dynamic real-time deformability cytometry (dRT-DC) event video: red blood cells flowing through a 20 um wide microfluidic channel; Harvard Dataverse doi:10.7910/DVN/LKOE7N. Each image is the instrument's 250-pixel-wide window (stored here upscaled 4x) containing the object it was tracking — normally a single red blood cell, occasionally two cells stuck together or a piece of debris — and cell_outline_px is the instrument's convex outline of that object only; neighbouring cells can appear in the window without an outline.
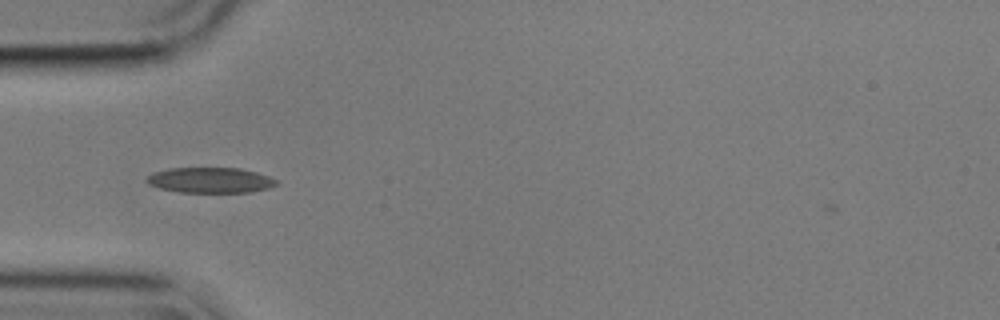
{"species": "common noctule bat (a hibernating species)", "species_latin": "Nyctalus noctula", "temperature_condition": "cold", "stored_images_in_passage": 31, "camera_frame_rate_fps": 3000, "um_per_image_px": 0.085, "animal": {"sex": "male", "body_mass_g": 17.9}, "frame": {"image": 1, "passage_image": 1, "time_ms": 0.0, "image_size_px": [1000, 320], "cell_outline_px": [[280, 184], [268, 188], [252, 192], [180, 192], [160, 188], [148, 184], [144, 180], [152, 172], [168, 168], [240, 168], [256, 172], [268, 176], [276, 180]], "centroid_in_image_um": [17.86, 15.31], "position_along_channel_um": 67.1, "area_um2": 19.31}}
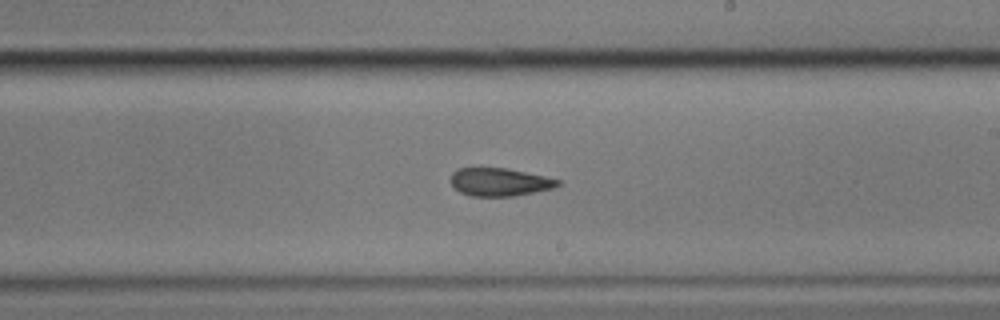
{"frame": {"image": 2, "passage_image": 16, "time_ms": 5.0, "image_size_px": [1000, 320], "cell_outline_px": [[560, 184], [552, 188], [512, 196], [472, 196], [460, 192], [448, 180], [452, 172], [456, 168], [508, 168], [544, 176], [560, 180]], "centroid_in_image_um": [42.41, 15.46], "position_along_channel_um": 246.6, "area_um2": 17.4}}
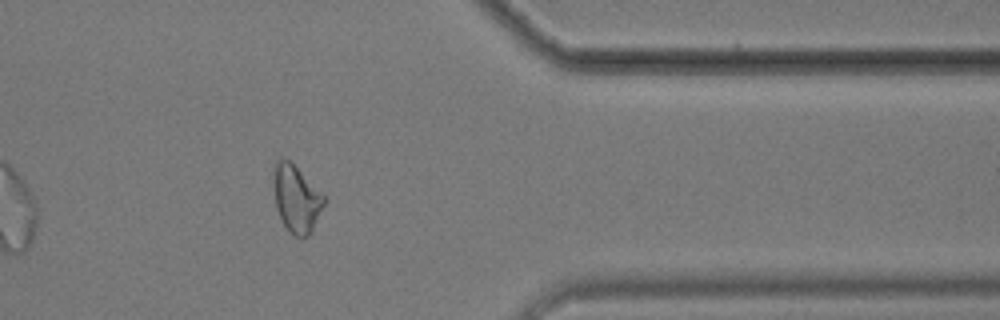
{"frame": {"image": 3, "passage_image": 29, "time_ms": 9.333, "image_size_px": [1000, 320], "cell_outline_px": [[324, 204], [312, 232], [308, 236], [300, 240], [288, 232], [276, 208], [272, 184], [272, 180], [276, 160], [284, 156], [324, 196]], "centroid_in_image_um": [25.15, 16.94], "position_along_channel_um": 386.3, "area_um2": 19.71}, "authors_computed_cell_mechanics": {"area_um2": 18.6116, "velocity_mm_per_s": 3.5838, "shape_relaxation_time_tau1_ms": null, "shape_relaxation_time_tau2_ms": 4.2665, "deformation_change_tau1": null, "deformation_change_tau2": 0.1056}}